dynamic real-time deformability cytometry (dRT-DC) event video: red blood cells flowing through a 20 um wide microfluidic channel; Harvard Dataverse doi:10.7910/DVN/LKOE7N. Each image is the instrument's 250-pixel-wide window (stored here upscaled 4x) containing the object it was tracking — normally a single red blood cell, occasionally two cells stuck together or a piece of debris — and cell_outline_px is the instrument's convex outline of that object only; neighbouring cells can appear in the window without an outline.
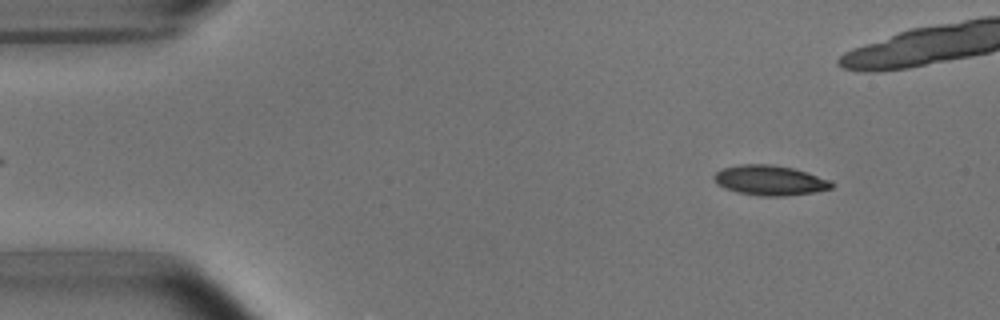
{"species": "common noctule bat (a hibernating species)", "species_latin": "Nyctalus noctula", "temperature_condition": "room temperature", "stored_images_in_passage": 8, "camera_frame_rate_fps": 3000, "um_per_image_px": 0.085, "animal": {"sex": "male", "body_mass_g": 15.6}, "frame": {"image": 1, "passage_image": 1, "time_ms": 0.0, "image_size_px": [1000, 320], "cell_outline_px": [[832, 188], [816, 192], [784, 196], [760, 196], [736, 192], [724, 188], [716, 184], [712, 176], [720, 168], [740, 164], [772, 164], [792, 168], [808, 172], [828, 180], [832, 184]], "centroid_in_image_um": [65.38, 15.32], "position_along_channel_um": 19.6, "area_um2": 20.69}}
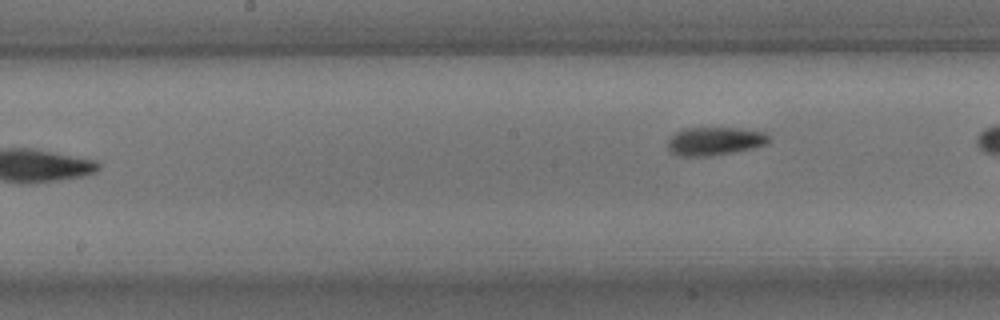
{"frame": {"image": 2, "passage_image": 8, "time_ms": 8.333, "image_size_px": [1000, 320], "cell_outline_px": [[772, 140], [768, 144], [752, 148], [732, 152], [708, 156], [676, 156], [668, 152], [668, 140], [676, 132], [684, 128], [744, 128], [764, 132]], "centroid_in_image_um": [60.75, 12.0], "position_along_channel_um": 187.4, "area_um2": 16.82}}